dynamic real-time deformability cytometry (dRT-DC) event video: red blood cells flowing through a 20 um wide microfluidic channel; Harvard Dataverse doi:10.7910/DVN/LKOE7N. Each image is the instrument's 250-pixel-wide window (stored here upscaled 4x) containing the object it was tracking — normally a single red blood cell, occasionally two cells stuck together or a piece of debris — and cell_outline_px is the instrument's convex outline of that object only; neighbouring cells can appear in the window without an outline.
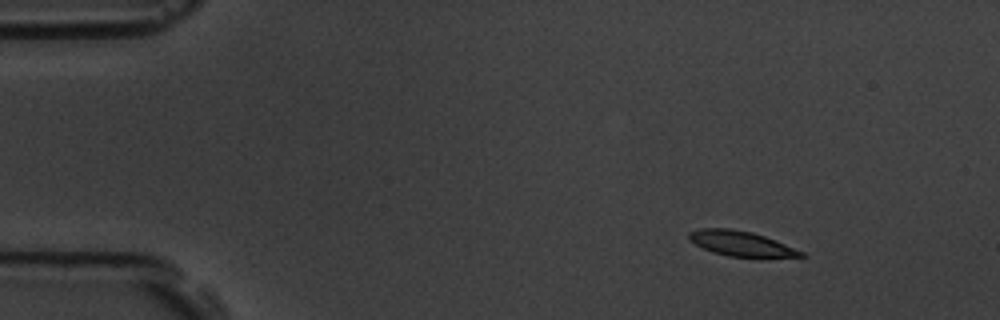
{"species": "common noctule bat (a hibernating species)", "species_latin": "Nyctalus noctula", "temperature_condition": "room temperature", "stored_images_in_passage": 4, "camera_frame_rate_fps": 3000, "um_per_image_px": 0.085, "animal": {"sex": "male", "body_mass_g": 19.5, "forearm_length_mm": 54.6}, "frame": {"image": 1, "passage_image": 1, "time_ms": 0.0, "image_size_px": [1000, 320], "cell_outline_px": [[808, 256], [768, 260], [764, 260], [728, 256], [712, 252], [688, 240], [688, 232], [700, 228], [732, 228], [752, 232], [776, 240], [804, 252]], "centroid_in_image_um": [63.09, 20.76], "position_along_channel_um": 21.9, "area_um2": 17.28}}
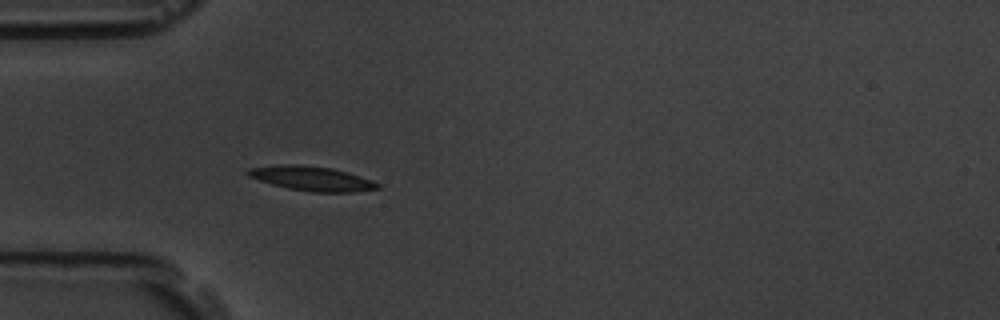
{"frame": {"image": 2, "passage_image": 4, "time_ms": 3.333, "image_size_px": [1000, 320], "cell_outline_px": [[380, 188], [356, 192], [312, 192], [288, 188], [272, 184], [248, 176], [244, 172], [248, 168], [280, 164], [300, 164], [332, 168], [348, 172], [372, 180], [380, 184]], "centroid_in_image_um": [26.5, 15.16], "position_along_channel_um": 58.5, "area_um2": 18.61}}